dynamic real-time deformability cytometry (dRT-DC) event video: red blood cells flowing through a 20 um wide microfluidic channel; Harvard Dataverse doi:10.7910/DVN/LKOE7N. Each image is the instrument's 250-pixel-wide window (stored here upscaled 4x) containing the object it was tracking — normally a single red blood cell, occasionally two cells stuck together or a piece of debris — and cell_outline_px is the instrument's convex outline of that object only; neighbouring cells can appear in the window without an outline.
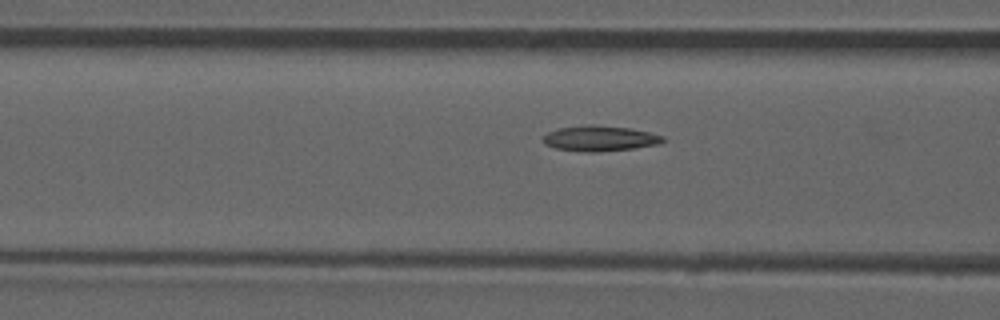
{"species": "common noctule bat (a hibernating species)", "species_latin": "Nyctalus noctula", "temperature_condition": "room temperature", "stored_images_in_passage": 40, "camera_frame_rate_fps": 3000, "um_per_image_px": 0.085, "animal": {"sex": "male", "forearm_length_mm": 52.5}, "frame": {"image": 1, "passage_image": 12, "time_ms": 3.667, "image_size_px": [1000, 320], "cell_outline_px": [[664, 140], [656, 144], [632, 148], [596, 152], [588, 152], [556, 148], [544, 144], [544, 136], [548, 132], [556, 128], [588, 124], [592, 124], [628, 128], [648, 132], [664, 136]], "centroid_in_image_um": [50.94, 11.75], "position_along_channel_um": 115.7, "area_um2": 17.51}, "authors_computed_cell_mechanics": {"area_um2": 17.1955, "velocity_mm_per_s": 3.8796, "shape_relaxation_time_tau1_ms": null, "shape_relaxation_time_tau2_ms": 3.5016, "deformation_change_tau1": null, "deformation_change_tau2": 0.1018}}